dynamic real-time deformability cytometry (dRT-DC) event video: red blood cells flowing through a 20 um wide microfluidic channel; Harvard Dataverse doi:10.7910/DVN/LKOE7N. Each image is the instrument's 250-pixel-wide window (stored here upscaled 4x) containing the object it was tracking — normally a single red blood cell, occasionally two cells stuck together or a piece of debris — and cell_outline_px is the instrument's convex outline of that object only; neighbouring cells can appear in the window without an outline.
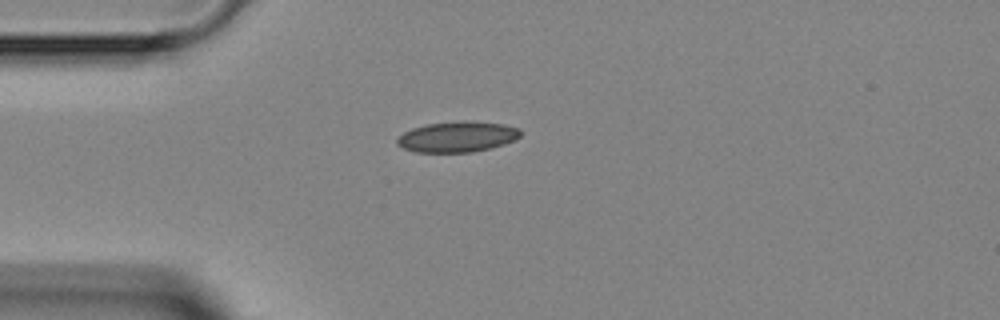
{"species": "Egyptian fruit bat (a non-hibernating species)", "species_latin": "Rousettus aegyptiacus", "temperature_condition": "room temperature", "stored_images_in_passage": 1, "camera_frame_rate_fps": 3000, "um_per_image_px": 0.085, "animal": {"sex": "female"}, "frame": {"image": 1, "passage_image": 1, "time_ms": 0.0, "image_size_px": [1000, 320], "cell_outline_px": [[520, 136], [504, 144], [492, 148], [472, 152], [416, 152], [404, 148], [396, 144], [396, 140], [404, 132], [412, 128], [428, 124], [464, 120], [472, 120], [504, 124], [520, 128]], "centroid_in_image_um": [38.89, 11.62], "position_along_channel_um": 46.1, "area_um2": 22.08}}